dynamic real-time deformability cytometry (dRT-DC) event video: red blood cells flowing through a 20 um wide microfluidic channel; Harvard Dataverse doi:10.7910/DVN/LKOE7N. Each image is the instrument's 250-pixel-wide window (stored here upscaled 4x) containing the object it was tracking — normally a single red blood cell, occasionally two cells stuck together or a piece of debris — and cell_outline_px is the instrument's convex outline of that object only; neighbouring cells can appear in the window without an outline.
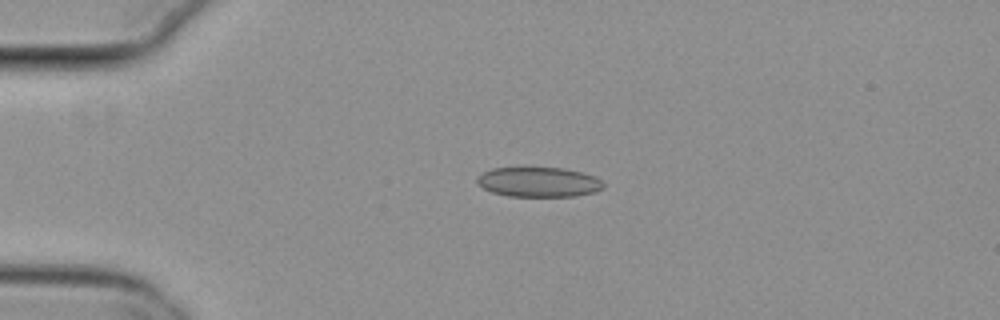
{"species": "common noctule bat (a hibernating species)", "species_latin": "Nyctalus noctula", "temperature_condition": "cold", "stored_images_in_passage": 3, "camera_frame_rate_fps": 3000, "um_per_image_px": 0.085, "animal": {"sex": "female", "body_mass_g": 29.2, "forearm_length_mm": 56.3}, "frame": {"image": 1, "passage_image": 3, "time_ms": 0.667, "image_size_px": [1000, 320], "cell_outline_px": [[604, 188], [596, 192], [576, 196], [508, 196], [492, 192], [484, 188], [476, 180], [476, 176], [492, 168], [524, 164], [564, 168], [584, 172], [596, 176], [604, 184]], "centroid_in_image_um": [45.79, 15.41], "position_along_channel_um": 39.2, "area_um2": 23.06}}